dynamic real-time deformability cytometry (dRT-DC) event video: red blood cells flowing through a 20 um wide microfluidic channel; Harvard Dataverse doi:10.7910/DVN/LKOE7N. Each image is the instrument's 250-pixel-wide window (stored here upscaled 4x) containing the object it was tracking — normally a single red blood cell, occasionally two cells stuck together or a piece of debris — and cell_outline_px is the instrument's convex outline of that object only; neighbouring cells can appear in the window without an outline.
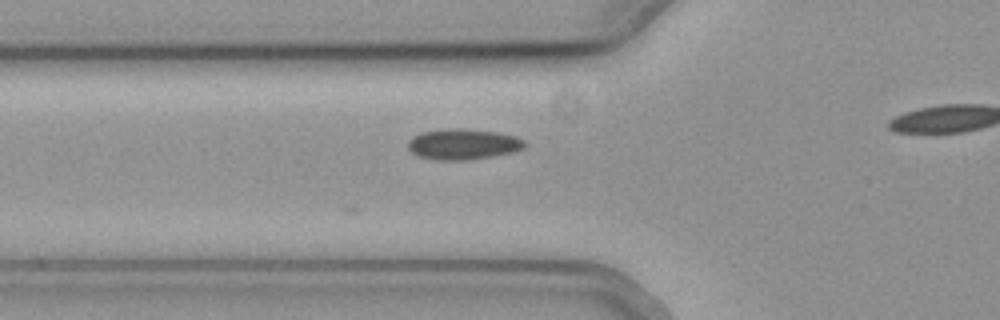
{"species": "common noctule bat (a hibernating species)", "species_latin": "Nyctalus noctula", "temperature_condition": "cold", "stored_images_in_passage": 27, "camera_frame_rate_fps": 3000, "um_per_image_px": 0.085, "animal": {"sex": "female", "body_mass_g": 19.3, "forearm_length_mm": 54.1}, "frame": {"image": 1, "passage_image": 2, "time_ms": 0.333, "image_size_px": [1000, 320], "cell_outline_px": [[528, 144], [524, 148], [512, 152], [492, 156], [464, 160], [440, 160], [420, 156], [412, 152], [408, 148], [408, 140], [412, 136], [420, 132], [448, 128], [460, 128], [500, 132], [516, 136], [524, 140]], "centroid_in_image_um": [39.38, 12.24], "position_along_channel_um": 86.4, "area_um2": 20.98}}
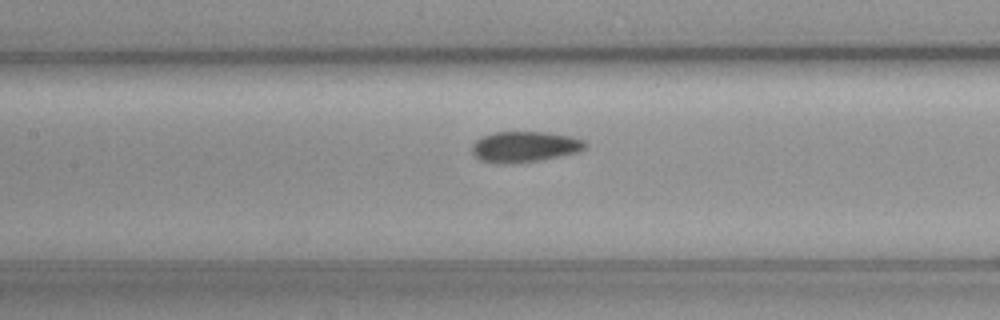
{"frame": {"image": 2, "passage_image": 8, "time_ms": 2.333, "image_size_px": [1000, 320], "cell_outline_px": [[588, 144], [580, 152], [540, 160], [512, 164], [496, 164], [480, 160], [472, 152], [472, 144], [476, 140], [492, 132], [548, 132], [572, 136], [584, 140]], "centroid_in_image_um": [44.61, 12.48], "position_along_channel_um": 162.8, "area_um2": 20.58}}
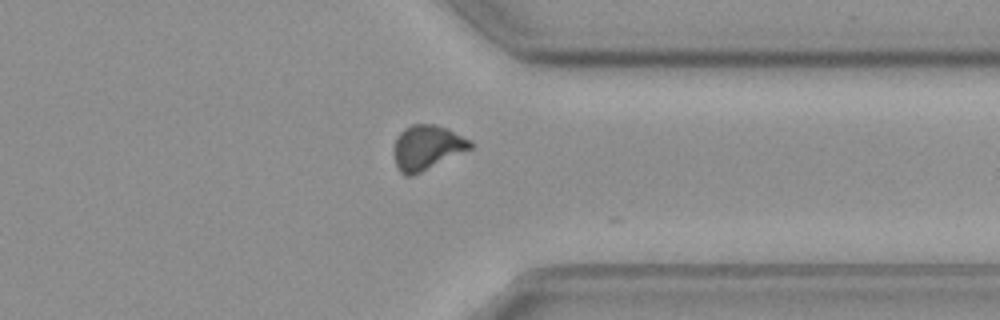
{"frame": {"image": 3, "passage_image": 25, "time_ms": 8.0, "image_size_px": [1000, 320], "cell_outline_px": [[476, 144], [472, 148], [412, 176], [404, 176], [400, 172], [396, 164], [396, 136], [404, 128], [412, 124], [436, 124], [448, 128], [472, 140]], "centroid_in_image_um": [36.35, 12.51], "position_along_channel_um": 375.1, "area_um2": 19.83}}